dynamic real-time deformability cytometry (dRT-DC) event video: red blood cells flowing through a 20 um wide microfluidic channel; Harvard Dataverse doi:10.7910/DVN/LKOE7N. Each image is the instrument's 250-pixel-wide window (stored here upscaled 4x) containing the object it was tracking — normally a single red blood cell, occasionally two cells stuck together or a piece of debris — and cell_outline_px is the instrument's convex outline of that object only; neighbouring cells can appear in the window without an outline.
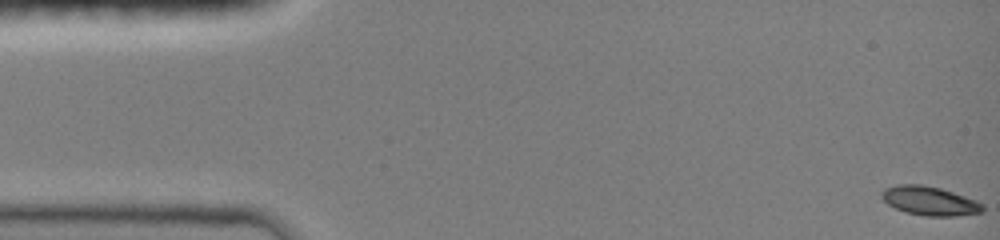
{"species": "common noctule bat (a hibernating species)", "species_latin": "Nyctalus noctula", "temperature_condition": "room temperature", "stored_images_in_passage": 27, "camera_frame_rate_fps": 3000, "um_per_image_px": 0.085, "animal": {"sex": "female", "body_mass_g": 19.0, "forearm_length_mm": 51.5}, "frame": {"image": 1, "passage_image": 1, "time_ms": 0.0, "image_size_px": [1000, 240], "cell_outline_px": [[984, 212], [956, 216], [928, 216], [904, 212], [888, 204], [880, 196], [880, 192], [884, 188], [896, 184], [920, 184], [940, 188], [976, 200], [984, 204]], "centroid_in_image_um": [79.01, 17.07], "position_along_channel_um": 6.0, "area_um2": 17.17}}
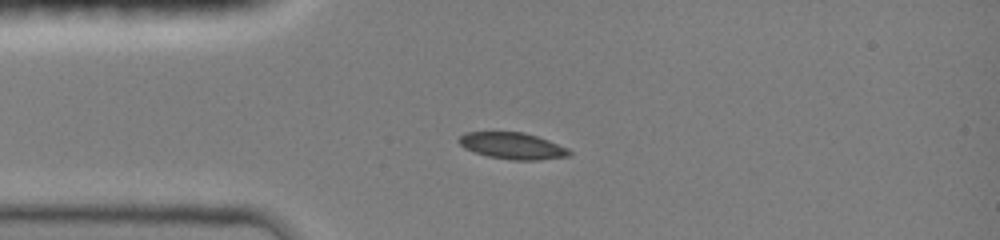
{"frame": {"image": 2, "passage_image": 21, "time_ms": 3.667, "image_size_px": [1000, 240], "cell_outline_px": [[572, 152], [568, 156], [540, 160], [512, 160], [488, 156], [464, 148], [456, 140], [464, 132], [524, 132], [548, 140], [568, 148]], "centroid_in_image_um": [43.55, 12.39], "position_along_channel_um": 41.5, "area_um2": 17.05}}